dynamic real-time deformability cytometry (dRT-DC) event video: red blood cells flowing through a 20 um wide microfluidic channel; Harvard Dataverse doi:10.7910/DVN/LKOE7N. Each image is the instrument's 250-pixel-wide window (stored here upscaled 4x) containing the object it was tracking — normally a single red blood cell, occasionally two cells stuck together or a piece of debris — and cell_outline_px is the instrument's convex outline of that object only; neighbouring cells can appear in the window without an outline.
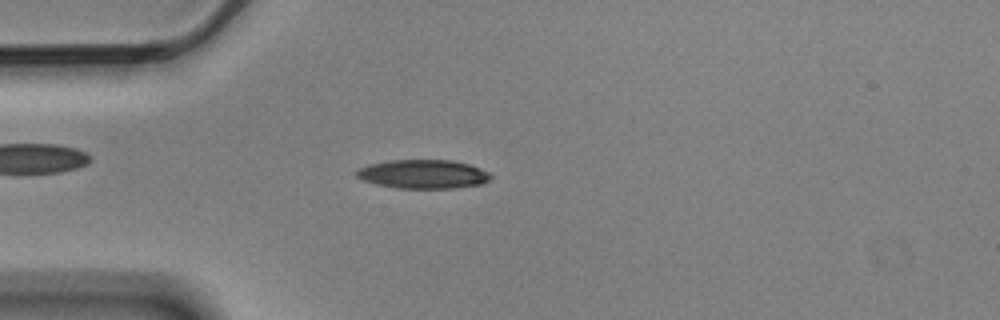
{"species": "Egyptian fruit bat (a non-hibernating species)", "species_latin": "Rousettus aegyptiacus", "temperature_condition": "cold", "stored_images_in_passage": 4, "camera_frame_rate_fps": 3000, "um_per_image_px": 0.085, "animal": {"sex": "male"}, "frame": {"image": 1, "passage_image": 4, "time_ms": 1.0, "image_size_px": [1000, 320], "cell_outline_px": [[492, 180], [484, 184], [456, 188], [396, 188], [376, 184], [360, 180], [356, 176], [356, 168], [368, 164], [388, 160], [452, 160], [468, 164], [480, 168], [488, 172], [492, 176]], "centroid_in_image_um": [35.96, 14.8], "position_along_channel_um": 49.0, "area_um2": 22.95}}